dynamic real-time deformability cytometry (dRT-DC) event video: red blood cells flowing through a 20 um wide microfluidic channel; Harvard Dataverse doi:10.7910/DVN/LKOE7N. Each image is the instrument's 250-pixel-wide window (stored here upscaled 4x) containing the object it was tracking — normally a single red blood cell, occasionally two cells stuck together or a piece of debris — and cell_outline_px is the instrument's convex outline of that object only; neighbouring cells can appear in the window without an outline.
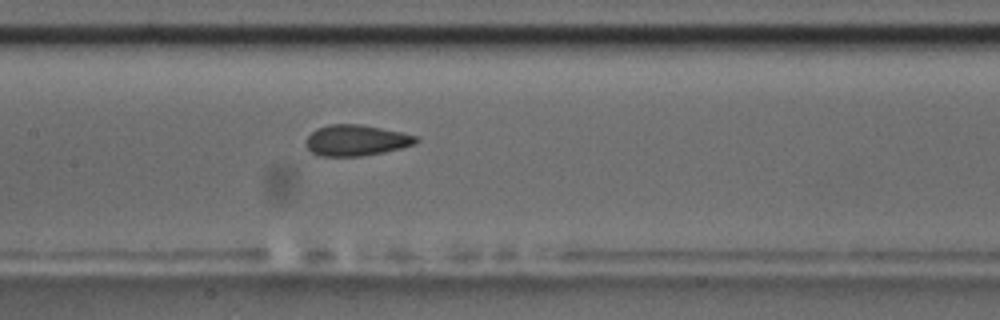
{"species": "common noctule bat (a hibernating species)", "species_latin": "Nyctalus noctula", "temperature_condition": "room temperature", "stored_images_in_passage": 8, "camera_frame_rate_fps": 3000, "um_per_image_px": 0.085, "animal": {"sex": "male", "body_mass_g": 17.5, "forearm_length_mm": 52.3}, "frame": {"image": 1, "passage_image": 8, "time_ms": 7.667, "image_size_px": [1000, 320], "cell_outline_px": [[420, 140], [416, 144], [400, 148], [360, 156], [320, 156], [312, 152], [308, 148], [308, 136], [316, 128], [328, 124], [364, 124], [420, 136]], "centroid_in_image_um": [30.33, 11.91], "position_along_channel_um": 177.1, "area_um2": 19.83}}